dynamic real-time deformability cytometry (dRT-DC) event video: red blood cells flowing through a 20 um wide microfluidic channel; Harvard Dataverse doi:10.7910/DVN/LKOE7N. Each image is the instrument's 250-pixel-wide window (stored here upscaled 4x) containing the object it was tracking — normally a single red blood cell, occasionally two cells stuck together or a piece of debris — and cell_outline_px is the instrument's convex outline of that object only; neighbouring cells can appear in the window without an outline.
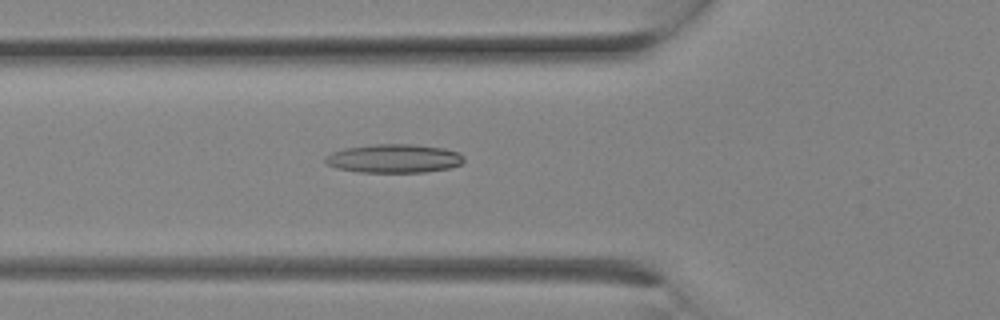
{"species": "Egyptian fruit bat (a non-hibernating species)", "species_latin": "Rousettus aegyptiacus", "temperature_condition": "room temperature", "stored_images_in_passage": 9, "camera_frame_rate_fps": 3000, "um_per_image_px": 0.085, "animal": {"sex": "female"}, "frame": {"image": 1, "passage_image": 9, "time_ms": 2.667, "image_size_px": [1000, 320], "cell_outline_px": [[464, 160], [460, 164], [448, 168], [424, 172], [360, 172], [336, 168], [328, 164], [324, 160], [324, 156], [332, 152], [344, 148], [376, 144], [412, 144], [444, 148], [456, 152], [464, 156]], "centroid_in_image_um": [33.46, 13.47], "position_along_channel_um": 92.3, "area_um2": 23.06}}